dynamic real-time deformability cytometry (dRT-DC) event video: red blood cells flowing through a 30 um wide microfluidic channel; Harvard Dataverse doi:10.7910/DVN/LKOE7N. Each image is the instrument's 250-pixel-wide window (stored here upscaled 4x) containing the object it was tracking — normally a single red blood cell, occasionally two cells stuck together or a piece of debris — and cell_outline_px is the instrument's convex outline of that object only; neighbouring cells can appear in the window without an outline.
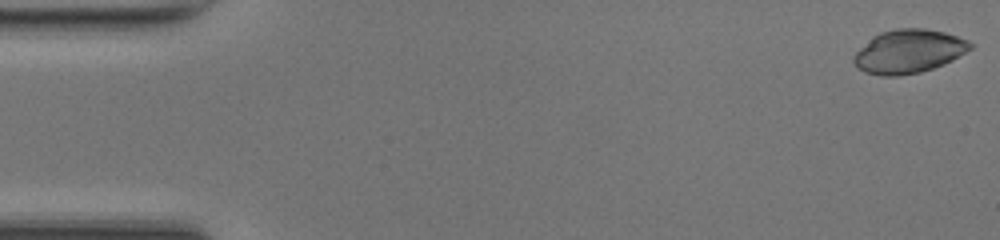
{"species": "common noctule bat (a hibernating species)", "species_latin": "Nyctalus noctula", "temperature_condition": "room temperature", "stored_images_in_passage": 49, "camera_frame_rate_fps": 3000, "um_per_image_px": 0.085, "animal": {"sex": "female", "body_mass_g": 17.0, "forearm_length_mm": 48.0}, "frame": {"image": 1, "passage_image": 1, "time_ms": 0.0, "image_size_px": [1000, 240], "cell_outline_px": [[972, 48], [952, 60], [944, 64], [920, 72], [896, 76], [880, 76], [864, 72], [856, 68], [852, 60], [852, 56], [872, 36], [880, 32], [896, 28], [924, 28], [944, 32], [968, 40], [972, 44]], "centroid_in_image_um": [77.19, 4.37], "position_along_channel_um": 7.8, "area_um2": 29.71}}
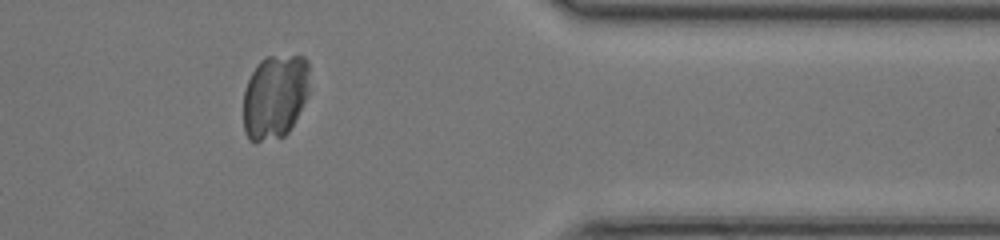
{"frame": {"image": 2, "passage_image": 40, "time_ms": 13.0, "image_size_px": [1000, 240], "cell_outline_px": [[308, 92], [288, 132], [284, 136], [256, 144], [248, 140], [244, 132], [244, 88], [252, 72], [260, 60], [264, 56], [304, 56], [308, 60]], "centroid_in_image_um": [23.32, 8.22], "position_along_channel_um": 388.1, "area_um2": 32.54}}
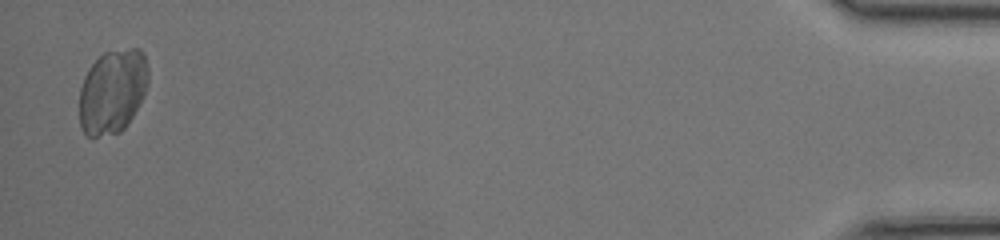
{"frame": {"image": 3, "passage_image": 48, "time_ms": 15.667, "image_size_px": [1000, 240], "cell_outline_px": [[148, 84], [128, 124], [120, 132], [96, 136], [88, 136], [80, 128], [80, 88], [84, 76], [88, 68], [104, 52], [128, 48], [140, 48], [144, 52], [148, 68]], "centroid_in_image_um": [9.56, 7.74], "position_along_channel_um": 425.6, "area_um2": 33.76}}